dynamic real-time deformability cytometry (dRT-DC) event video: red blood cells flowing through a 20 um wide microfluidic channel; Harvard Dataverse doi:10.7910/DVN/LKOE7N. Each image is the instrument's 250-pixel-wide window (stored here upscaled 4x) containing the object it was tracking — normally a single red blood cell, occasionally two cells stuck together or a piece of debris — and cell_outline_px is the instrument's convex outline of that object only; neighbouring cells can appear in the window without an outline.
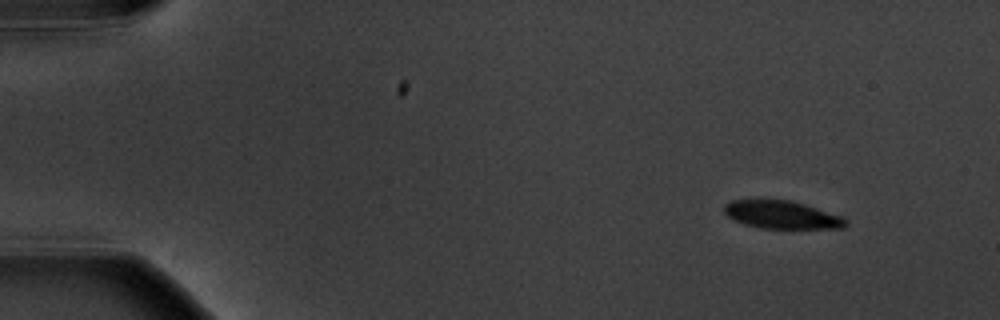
{"species": "common noctule bat (a hibernating species)", "species_latin": "Nyctalus noctula", "temperature_condition": "warm", "stored_images_in_passage": 5, "camera_frame_rate_fps": 3000, "um_per_image_px": 0.085, "animal": {"sex": "male", "body_mass_g": 20.1, "forearm_length_mm": 53.5}, "frame": {"image": 1, "passage_image": 1, "time_ms": 0.0, "image_size_px": [1000, 320], "cell_outline_px": [[848, 224], [844, 228], [760, 228], [744, 224], [728, 216], [724, 212], [724, 204], [732, 200], [756, 196], [764, 196], [792, 200], [840, 216], [848, 220]], "centroid_in_image_um": [66.37, 18.19], "position_along_channel_um": 18.6, "area_um2": 20.52}}
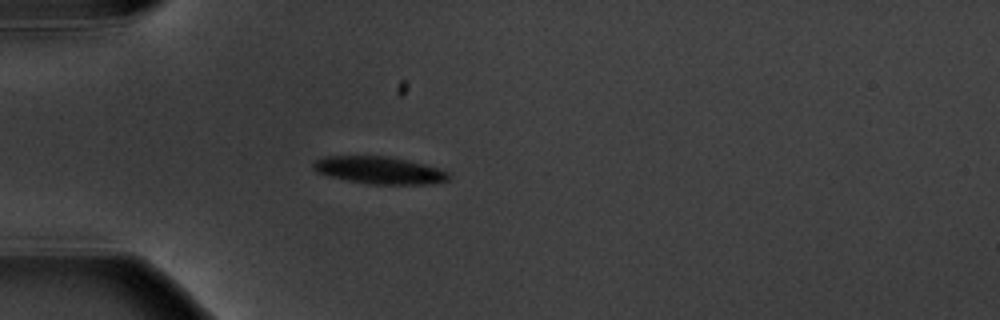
{"frame": {"image": 2, "passage_image": 4, "time_ms": 3.667, "image_size_px": [1000, 320], "cell_outline_px": [[452, 176], [448, 180], [424, 184], [368, 184], [348, 180], [316, 172], [312, 168], [312, 164], [316, 160], [324, 156], [388, 156], [424, 164], [440, 168], [448, 172]], "centroid_in_image_um": [32.25, 14.46], "position_along_channel_um": 52.7, "area_um2": 21.44}}